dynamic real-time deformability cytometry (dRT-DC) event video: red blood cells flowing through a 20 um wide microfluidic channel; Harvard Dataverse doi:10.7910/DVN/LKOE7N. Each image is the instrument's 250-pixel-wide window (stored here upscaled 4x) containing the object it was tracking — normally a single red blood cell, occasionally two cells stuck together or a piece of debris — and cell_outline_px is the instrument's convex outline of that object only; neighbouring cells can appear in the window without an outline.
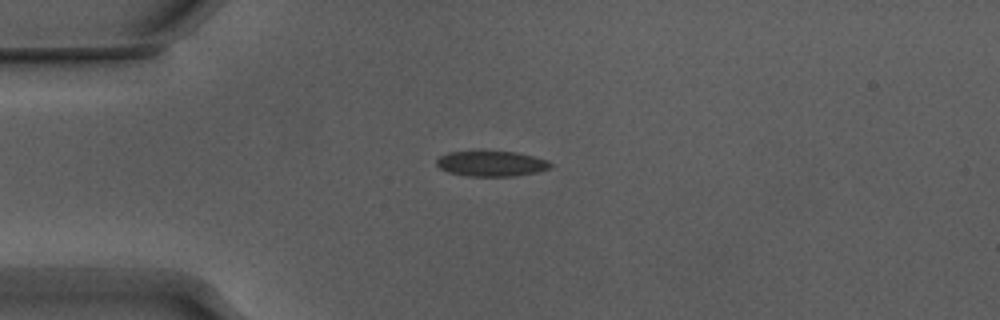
{"species": "Egyptian fruit bat (a non-hibernating species)", "species_latin": "Rousettus aegyptiacus", "temperature_condition": "warm", "stored_images_in_passage": 26, "camera_frame_rate_fps": 3000, "um_per_image_px": 0.085, "animal": {"sex": "male"}, "frame": {"image": 1, "passage_image": 1, "time_ms": 0.0, "image_size_px": [1000, 320], "cell_outline_px": [[552, 164], [548, 168], [536, 172], [516, 176], [468, 176], [448, 172], [440, 168], [436, 164], [436, 160], [440, 156], [448, 152], [516, 152], [548, 160]], "centroid_in_image_um": [41.75, 13.92], "position_along_channel_um": 43.3, "area_um2": 16.59}}
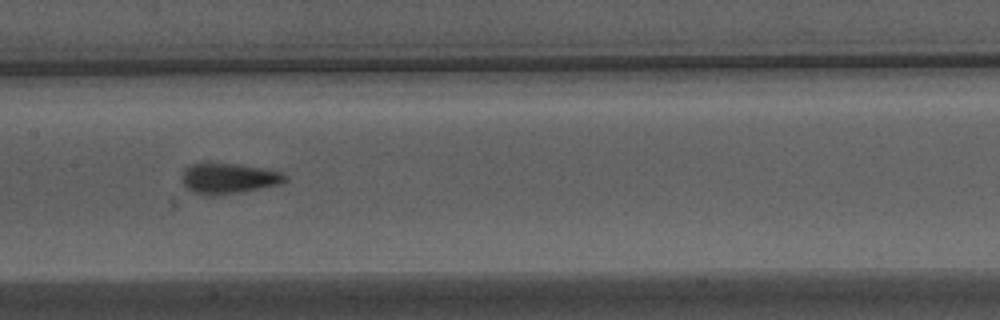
{"frame": {"image": 2, "passage_image": 14, "time_ms": 4.333, "image_size_px": [1000, 320], "cell_outline_px": [[288, 180], [280, 184], [244, 192], [196, 192], [188, 188], [180, 180], [184, 168], [188, 164], [232, 164], [264, 168], [280, 172], [288, 176]], "centroid_in_image_um": [19.49, 15.12], "position_along_channel_um": 187.9, "area_um2": 17.57}}
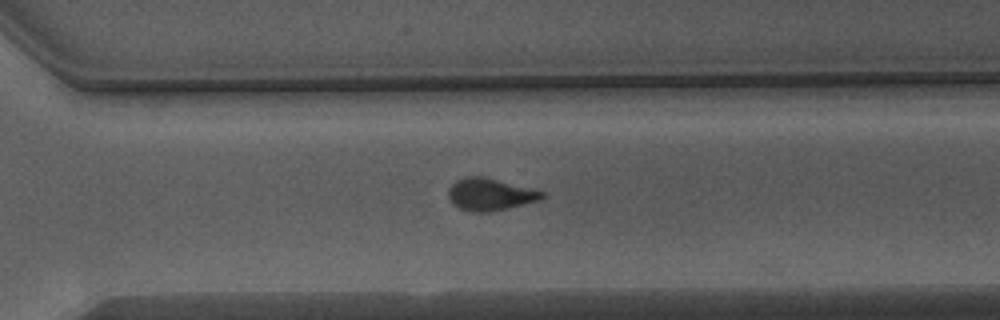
{"frame": {"image": 3, "passage_image": 25, "time_ms": 8.0, "image_size_px": [1000, 320], "cell_outline_px": [[544, 196], [540, 200], [508, 208], [488, 212], [472, 212], [460, 208], [452, 204], [448, 196], [448, 188], [456, 180], [468, 176], [480, 176], [544, 192]], "centroid_in_image_um": [41.6, 16.54], "position_along_channel_um": 329.0, "area_um2": 17.22}}